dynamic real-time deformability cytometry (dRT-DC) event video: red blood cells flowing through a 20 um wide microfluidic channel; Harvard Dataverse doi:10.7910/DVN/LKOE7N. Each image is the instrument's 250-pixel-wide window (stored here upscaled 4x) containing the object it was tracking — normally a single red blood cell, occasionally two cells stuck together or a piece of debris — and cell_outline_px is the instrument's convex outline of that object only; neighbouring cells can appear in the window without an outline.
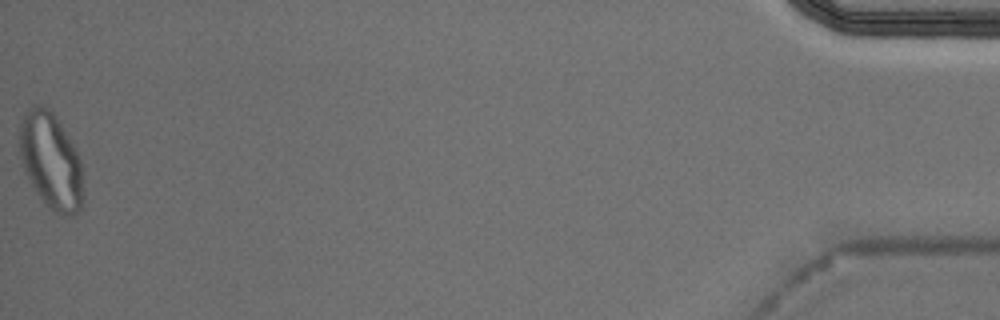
{"species": "Egyptian fruit bat (a non-hibernating species)", "species_latin": "Rousettus aegyptiacus", "temperature_condition": "cold", "stored_images_in_passage": 43, "segment_of_instrument_passage": [2, 2], "camera_frame_rate_fps": 3000, "um_per_image_px": 0.085, "animal": {"sex": "male"}, "frame": {"image": 1, "passage_image": 43, "time_ms": 14.0, "image_size_px": [1000, 320], "cell_outline_px": [[84, 200], [80, 208], [72, 216], [60, 216], [48, 208], [36, 192], [24, 172], [20, 156], [20, 124], [24, 112], [32, 104], [40, 104], [48, 108], [56, 116], [76, 148], [84, 172]], "centroid_in_image_um": [4.36, 13.7], "position_along_channel_um": 430.8, "area_um2": 36.53}}